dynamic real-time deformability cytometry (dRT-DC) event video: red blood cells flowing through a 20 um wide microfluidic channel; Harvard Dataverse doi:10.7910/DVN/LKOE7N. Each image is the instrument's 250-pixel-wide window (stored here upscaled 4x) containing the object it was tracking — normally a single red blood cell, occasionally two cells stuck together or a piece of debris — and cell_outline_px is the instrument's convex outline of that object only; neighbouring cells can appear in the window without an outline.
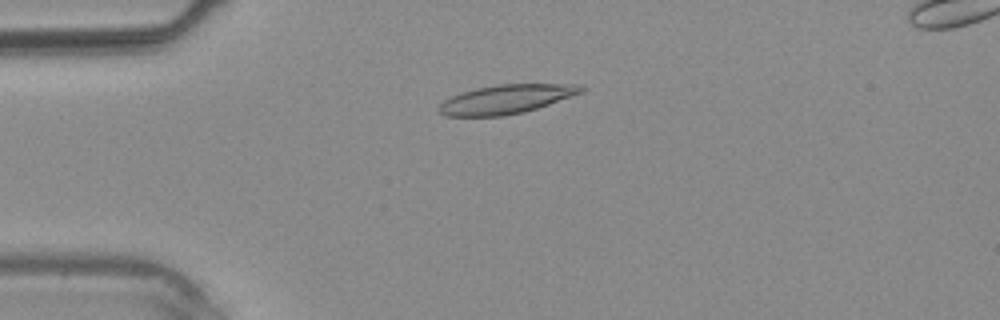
{"species": "common noctule bat (a hibernating species)", "species_latin": "Nyctalus noctula", "temperature_condition": "warm", "stored_images_in_passage": 38, "camera_frame_rate_fps": 3000, "um_per_image_px": 0.085, "animal": {"sex": "male", "body_mass_g": 20.4}, "frame": {"image": 1, "passage_image": 10, "time_ms": 3.0, "image_size_px": [1000, 320], "cell_outline_px": [[588, 88], [584, 92], [524, 112], [500, 116], [444, 116], [436, 108], [444, 100], [460, 92], [476, 88], [496, 84], [580, 84]], "centroid_in_image_um": [43.03, 8.42], "position_along_channel_um": 42.0, "area_um2": 24.1}}
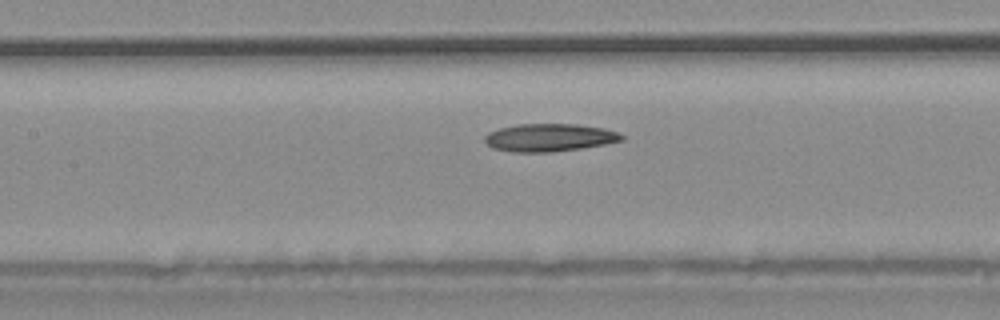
{"frame": {"image": 2, "passage_image": 18, "time_ms": 5.667, "image_size_px": [1000, 320], "cell_outline_px": [[624, 140], [584, 148], [552, 152], [512, 152], [492, 148], [484, 140], [484, 136], [488, 132], [500, 128], [516, 124], [576, 124], [604, 128], [616, 132], [624, 136]], "centroid_in_image_um": [46.68, 11.69], "position_along_channel_um": 160.7, "area_um2": 22.25}}
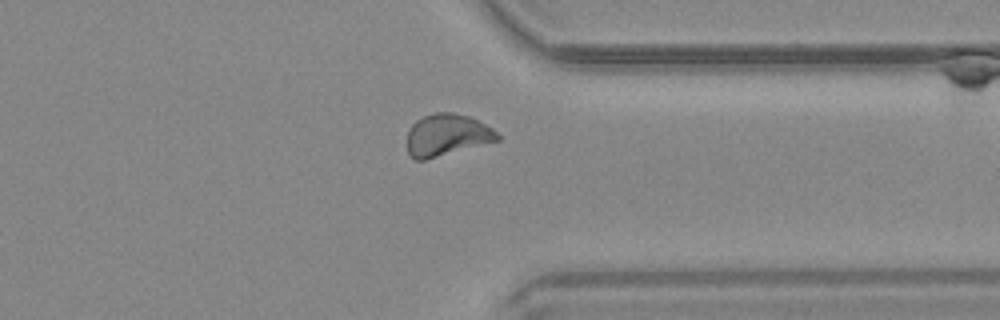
{"frame": {"image": 3, "passage_image": 30, "time_ms": 9.667, "image_size_px": [1000, 320], "cell_outline_px": [[500, 140], [424, 160], [416, 160], [408, 152], [408, 132], [412, 124], [416, 120], [424, 116], [436, 112], [452, 112], [468, 116], [492, 128], [500, 136]], "centroid_in_image_um": [37.99, 11.47], "position_along_channel_um": 373.4, "area_um2": 21.79}}